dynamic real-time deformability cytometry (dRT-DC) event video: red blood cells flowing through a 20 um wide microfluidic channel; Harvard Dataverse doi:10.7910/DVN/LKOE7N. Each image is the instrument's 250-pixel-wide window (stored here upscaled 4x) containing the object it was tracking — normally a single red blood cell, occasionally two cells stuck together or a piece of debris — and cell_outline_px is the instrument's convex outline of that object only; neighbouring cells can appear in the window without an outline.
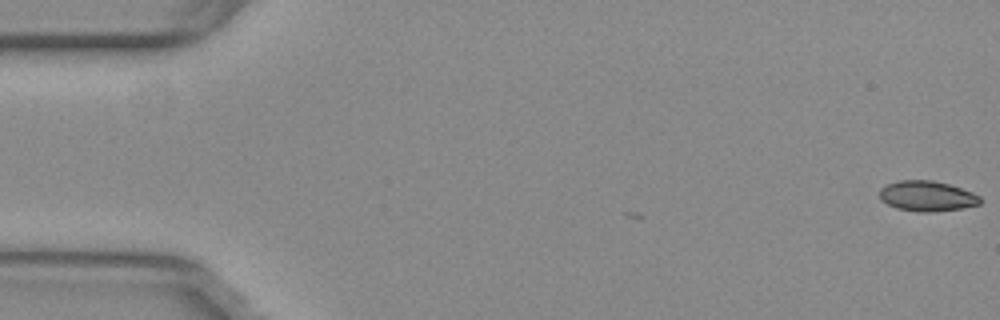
{"species": "common noctule bat (a hibernating species)", "species_latin": "Nyctalus noctula", "temperature_condition": "warm", "stored_images_in_passage": 2, "camera_frame_rate_fps": 3000, "um_per_image_px": 0.085, "animal": {"sex": "female", "body_mass_g": 29.2, "forearm_length_mm": 56.3}, "frame": {"image": 1, "passage_image": 2, "time_ms": 0.333, "image_size_px": [1000, 320], "cell_outline_px": [[980, 204], [964, 208], [932, 212], [920, 212], [896, 208], [880, 200], [880, 188], [888, 184], [900, 180], [932, 180], [948, 184], [972, 192], [980, 196]], "centroid_in_image_um": [78.79, 16.67], "position_along_channel_um": 6.2, "area_um2": 17.74}}